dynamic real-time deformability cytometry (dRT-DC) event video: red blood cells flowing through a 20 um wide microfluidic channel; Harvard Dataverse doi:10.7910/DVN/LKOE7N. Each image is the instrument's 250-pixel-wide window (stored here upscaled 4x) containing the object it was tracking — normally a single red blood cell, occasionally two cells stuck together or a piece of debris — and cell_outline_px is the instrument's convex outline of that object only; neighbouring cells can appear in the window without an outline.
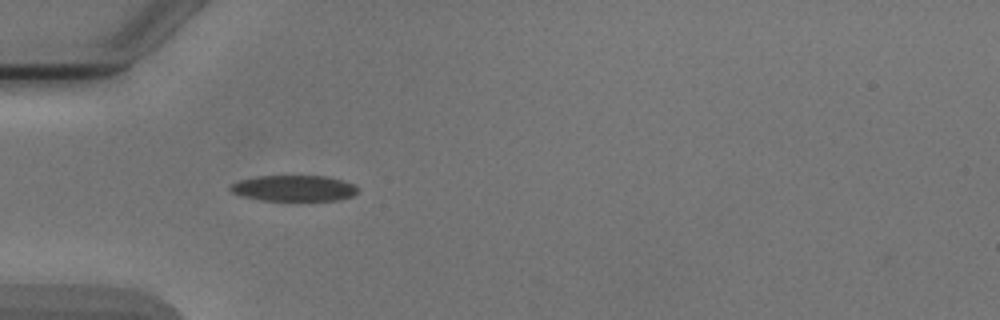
{"species": "Egyptian fruit bat (a non-hibernating species)", "species_latin": "Rousettus aegyptiacus", "temperature_condition": "cold", "stored_images_in_passage": 6, "camera_frame_rate_fps": 3000, "um_per_image_px": 0.085, "animal": {"sex": "male"}, "frame": {"image": 1, "passage_image": 3, "time_ms": 2.333, "image_size_px": [1000, 320], "cell_outline_px": [[356, 192], [352, 196], [340, 200], [260, 200], [240, 196], [232, 192], [228, 188], [232, 184], [240, 180], [256, 176], [328, 176], [352, 184], [356, 188]], "centroid_in_image_um": [24.93, 16.0], "position_along_channel_um": 60.1, "area_um2": 19.07}}
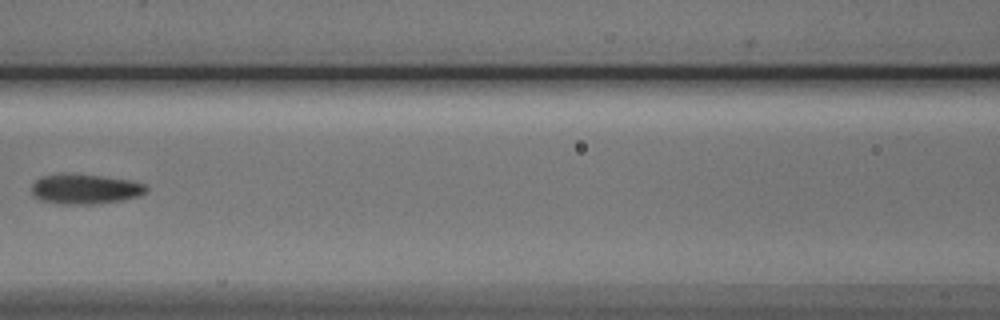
{"frame": {"image": 2, "passage_image": 5, "time_ms": 5.0, "image_size_px": [1000, 320], "cell_outline_px": [[148, 192], [140, 196], [120, 200], [92, 204], [60, 204], [40, 200], [32, 196], [32, 184], [40, 176], [60, 172], [72, 172], [132, 180], [144, 184], [148, 188]], "centroid_in_image_um": [7.2, 16.04], "position_along_channel_um": 159.4, "area_um2": 20.58}}
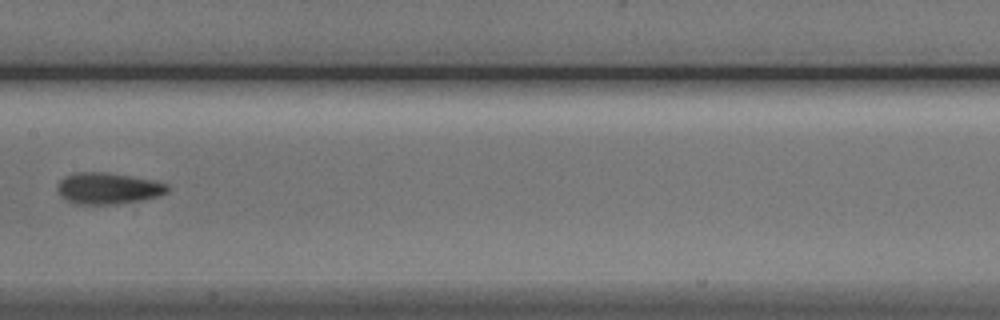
{"frame": {"image": 3, "passage_image": 6, "time_ms": 6.0, "image_size_px": [1000, 320], "cell_outline_px": [[168, 192], [160, 196], [144, 200], [116, 204], [76, 204], [60, 196], [56, 188], [60, 180], [64, 176], [76, 172], [104, 172], [152, 180], [168, 184]], "centroid_in_image_um": [9.18, 16.02], "position_along_channel_um": 198.2, "area_um2": 20.17}}